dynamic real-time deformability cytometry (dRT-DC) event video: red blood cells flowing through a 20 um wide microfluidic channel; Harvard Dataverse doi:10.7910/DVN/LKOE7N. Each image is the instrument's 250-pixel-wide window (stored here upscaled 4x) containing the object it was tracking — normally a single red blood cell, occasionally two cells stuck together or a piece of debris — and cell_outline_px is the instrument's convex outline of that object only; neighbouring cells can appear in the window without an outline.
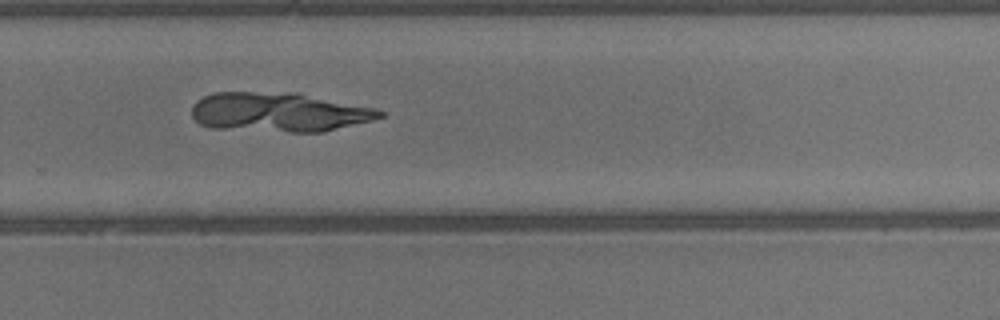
{"species": "common noctule bat (a hibernating species)", "species_latin": "Nyctalus noctula", "temperature_condition": "warm", "stored_images_in_passage": 31, "camera_frame_rate_fps": 3000, "um_per_image_px": 0.085, "animal": {"sex": "male", "body_mass_g": 13.3}, "frame": {"image": 1, "passage_image": 18, "time_ms": 5.667, "image_size_px": [1000, 320], "cell_outline_px": [[388, 112], [384, 116], [372, 120], [320, 132], [288, 132], [212, 128], [200, 124], [192, 116], [192, 104], [196, 100], [204, 96], [216, 92], [296, 92], [376, 108]], "centroid_in_image_um": [23.71, 9.52], "position_along_channel_um": 306.1, "area_um2": 43.35}}